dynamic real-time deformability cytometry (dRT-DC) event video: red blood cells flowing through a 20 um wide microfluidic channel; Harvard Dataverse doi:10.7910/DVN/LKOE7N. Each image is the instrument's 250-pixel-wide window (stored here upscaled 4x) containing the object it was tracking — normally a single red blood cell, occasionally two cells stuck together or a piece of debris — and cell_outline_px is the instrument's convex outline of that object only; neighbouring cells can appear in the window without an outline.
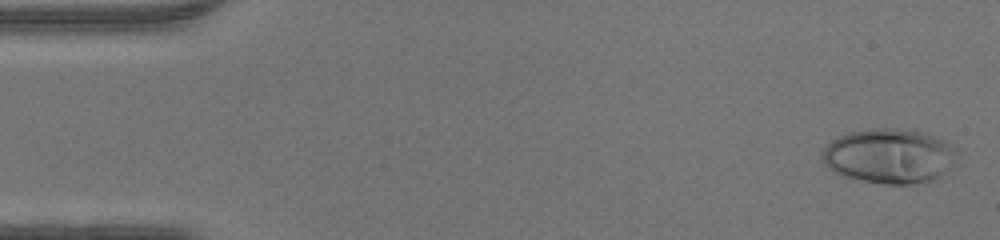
{"species": "human", "species_latin": "Homo sapiens", "temperature_condition": "warm", "stored_images_in_passage": 46, "camera_frame_rate_fps": 3000, "um_per_image_px": 0.085, "donor": {"sex": "male"}, "frame": {"image": 1, "passage_image": 2, "time_ms": 0.333, "image_size_px": [1000, 240], "cell_outline_px": [[956, 148], [952, 164], [936, 180], [928, 184], [884, 184], [860, 180], [836, 172], [828, 168], [824, 164], [820, 156], [824, 148], [832, 140], [848, 132], [872, 128], [892, 128], [924, 132]], "centroid_in_image_um": [75.56, 13.28], "position_along_channel_um": 9.4, "area_um2": 42.83}}
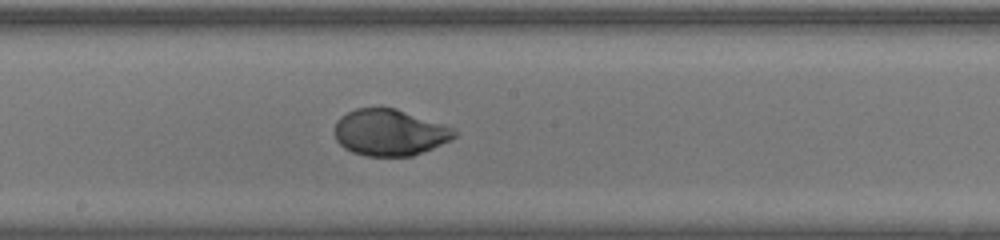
{"frame": {"image": 2, "passage_image": 25, "time_ms": 8.0, "image_size_px": [1000, 240], "cell_outline_px": [[456, 136], [432, 148], [412, 156], [364, 156], [352, 152], [344, 148], [336, 140], [336, 120], [340, 116], [356, 108], [396, 108], [456, 128]], "centroid_in_image_um": [33.11, 11.26], "position_along_channel_um": 215.1, "area_um2": 32.31}}
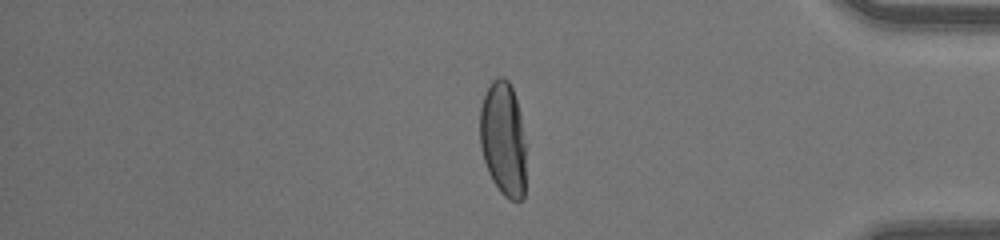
{"frame": {"image": 3, "passage_image": 39, "time_ms": 12.667, "image_size_px": [1000, 240], "cell_outline_px": [[524, 196], [520, 200], [508, 200], [500, 192], [492, 180], [488, 172], [484, 160], [480, 144], [480, 108], [484, 96], [492, 80], [496, 76], [504, 76], [508, 80], [512, 88], [516, 100], [520, 116], [524, 144]], "centroid_in_image_um": [42.75, 11.8], "position_along_channel_um": 392.5, "area_um2": 30.46}}